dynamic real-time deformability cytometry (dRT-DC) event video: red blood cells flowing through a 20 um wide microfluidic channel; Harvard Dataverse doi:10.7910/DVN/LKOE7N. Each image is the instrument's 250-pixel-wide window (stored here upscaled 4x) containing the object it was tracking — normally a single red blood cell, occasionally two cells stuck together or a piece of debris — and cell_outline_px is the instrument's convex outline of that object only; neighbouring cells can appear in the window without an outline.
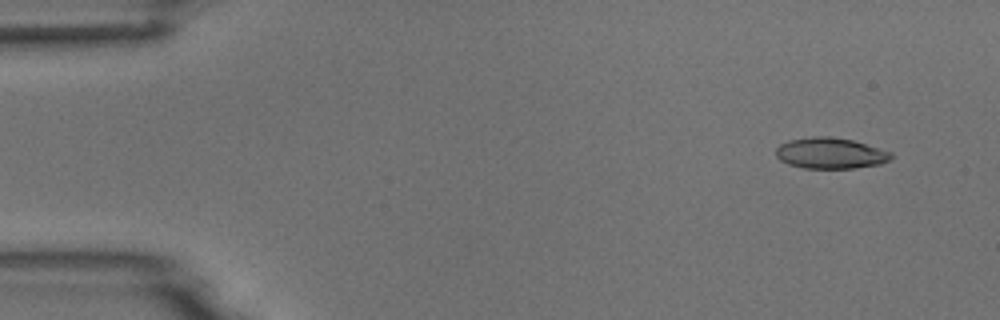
{"species": "common noctule bat (a hibernating species)", "species_latin": "Nyctalus noctula", "temperature_condition": "room temperature", "stored_images_in_passage": 5, "camera_frame_rate_fps": 3000, "um_per_image_px": 0.085, "animal": {"sex": "male", "body_mass_g": 18.8}, "frame": {"image": 1, "passage_image": 2, "time_ms": 1.0, "image_size_px": [1000, 320], "cell_outline_px": [[892, 156], [888, 160], [880, 164], [856, 168], [804, 168], [788, 164], [780, 160], [776, 156], [776, 148], [780, 144], [788, 140], [812, 136], [828, 136], [852, 140], [892, 152]], "centroid_in_image_um": [70.56, 13.02], "position_along_channel_um": 14.4, "area_um2": 20.75}}
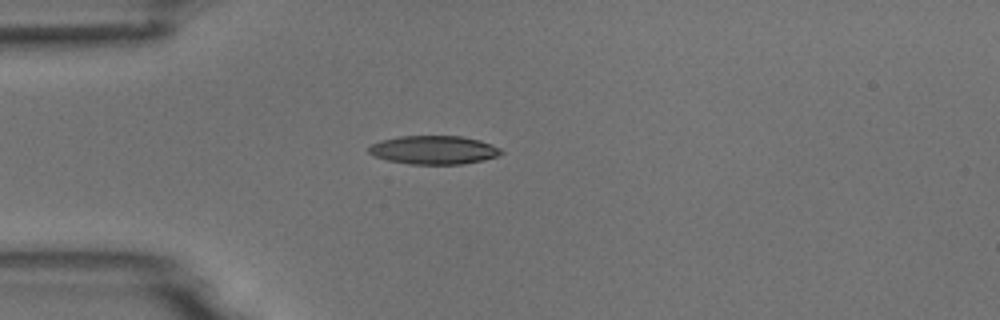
{"frame": {"image": 2, "passage_image": 4, "time_ms": 4.333, "image_size_px": [1000, 320], "cell_outline_px": [[504, 152], [496, 156], [464, 164], [408, 164], [388, 160], [372, 156], [368, 152], [368, 148], [372, 144], [380, 140], [400, 136], [460, 136], [480, 140], [492, 144], [500, 148]], "centroid_in_image_um": [36.84, 12.74], "position_along_channel_um": 48.2, "area_um2": 22.02}}